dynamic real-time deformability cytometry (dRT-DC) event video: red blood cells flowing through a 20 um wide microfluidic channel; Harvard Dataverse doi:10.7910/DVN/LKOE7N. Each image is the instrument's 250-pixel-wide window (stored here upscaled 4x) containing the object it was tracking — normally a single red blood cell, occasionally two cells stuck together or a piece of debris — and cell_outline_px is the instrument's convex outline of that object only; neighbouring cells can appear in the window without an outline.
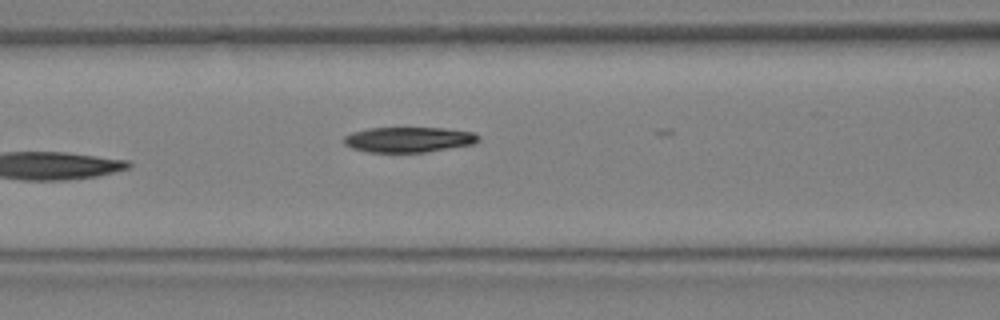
{"species": "Egyptian fruit bat (a non-hibernating species)", "species_latin": "Rousettus aegyptiacus", "temperature_condition": "warm", "stored_images_in_passage": 12, "camera_frame_rate_fps": 3000, "um_per_image_px": 0.085, "animal": {"sex": "female"}, "frame": {"image": 1, "passage_image": 12, "time_ms": 3.667, "image_size_px": [1000, 320], "cell_outline_px": [[480, 140], [472, 144], [424, 152], [368, 152], [352, 148], [344, 144], [344, 136], [352, 132], [368, 128], [444, 128], [472, 132], [480, 136]], "centroid_in_image_um": [34.71, 11.86], "position_along_channel_um": 131.9, "area_um2": 19.71}}